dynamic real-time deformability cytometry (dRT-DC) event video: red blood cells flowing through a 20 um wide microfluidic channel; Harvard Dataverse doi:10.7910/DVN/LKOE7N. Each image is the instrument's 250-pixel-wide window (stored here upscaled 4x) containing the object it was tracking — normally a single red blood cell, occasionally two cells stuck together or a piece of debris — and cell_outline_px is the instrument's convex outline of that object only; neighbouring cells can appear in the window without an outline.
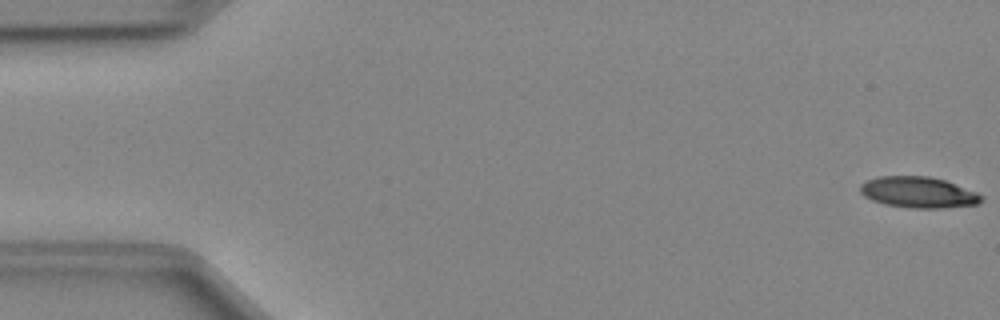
{"species": "Egyptian fruit bat (a non-hibernating species)", "species_latin": "Rousettus aegyptiacus", "temperature_condition": "cold", "stored_images_in_passage": 50, "camera_frame_rate_fps": 3000, "um_per_image_px": 0.085, "animal": {"sex": "female"}, "frame": {"image": 1, "passage_image": 1, "time_ms": 0.0, "image_size_px": [1000, 320], "cell_outline_px": [[984, 200], [976, 204], [944, 208], [912, 208], [884, 204], [872, 200], [864, 196], [860, 192], [860, 184], [868, 180], [880, 176], [928, 176], [944, 180], [976, 192], [984, 196]], "centroid_in_image_um": [78.06, 16.35], "position_along_channel_um": 6.9, "area_um2": 21.85}}
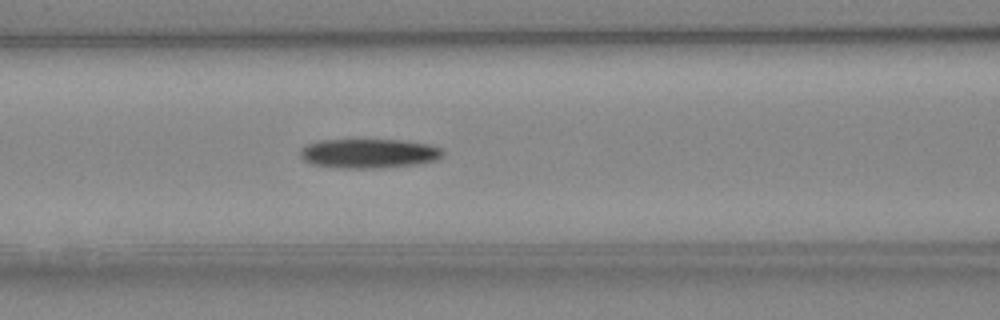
{"frame": {"image": 2, "passage_image": 21, "time_ms": 6.667, "image_size_px": [1000, 320], "cell_outline_px": [[444, 152], [436, 160], [416, 164], [372, 168], [340, 168], [312, 164], [304, 160], [300, 156], [300, 148], [308, 144], [320, 140], [404, 140], [428, 144], [440, 148]], "centroid_in_image_um": [31.32, 13.03], "position_along_channel_um": 135.3, "area_um2": 24.22}}
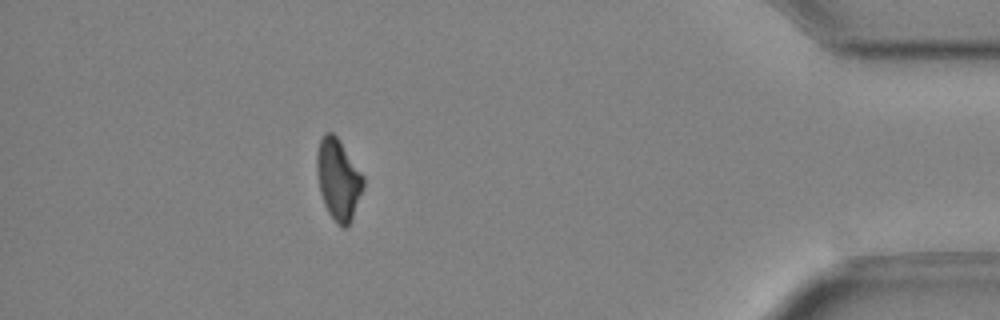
{"frame": {"image": 3, "passage_image": 45, "time_ms": 14.667, "image_size_px": [1000, 320], "cell_outline_px": [[364, 188], [352, 216], [348, 224], [344, 228], [340, 228], [336, 224], [328, 212], [324, 204], [320, 192], [316, 172], [316, 156], [320, 140], [324, 132], [332, 132], [336, 136], [364, 176]], "centroid_in_image_um": [28.74, 15.25], "position_along_channel_um": 406.5, "area_um2": 21.85}}